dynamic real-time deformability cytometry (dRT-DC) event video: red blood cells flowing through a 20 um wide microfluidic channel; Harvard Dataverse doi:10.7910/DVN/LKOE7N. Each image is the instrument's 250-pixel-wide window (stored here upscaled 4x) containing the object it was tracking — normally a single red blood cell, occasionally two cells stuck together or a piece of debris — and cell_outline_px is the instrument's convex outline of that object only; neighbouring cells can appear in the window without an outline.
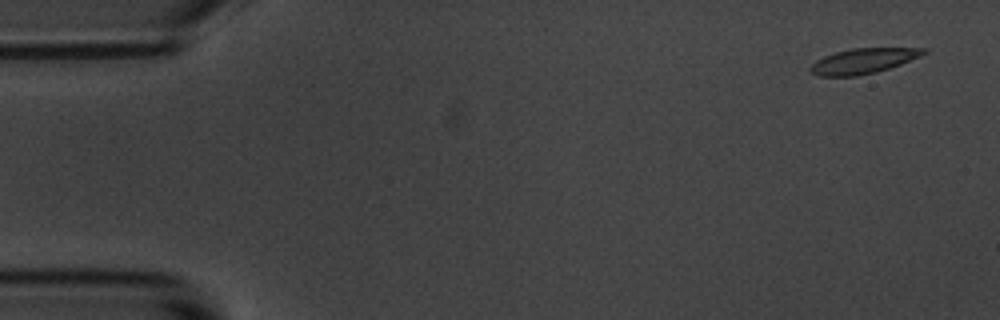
{"species": "common noctule bat (a hibernating species)", "species_latin": "Nyctalus noctula", "temperature_condition": "room temperature", "stored_images_in_passage": 5, "camera_frame_rate_fps": 3000, "um_per_image_px": 0.085, "animal": {"sex": "male", "body_mass_g": 20.1, "forearm_length_mm": 53.5}, "frame": {"image": 1, "passage_image": 1, "time_ms": 0.0, "image_size_px": [1000, 320], "cell_outline_px": [[928, 52], [920, 56], [900, 64], [876, 72], [856, 76], [820, 76], [812, 72], [808, 68], [816, 60], [824, 56], [836, 52], [852, 48], [928, 48]], "centroid_in_image_um": [73.37, 5.17], "position_along_channel_um": 11.6, "area_um2": 16.47}}